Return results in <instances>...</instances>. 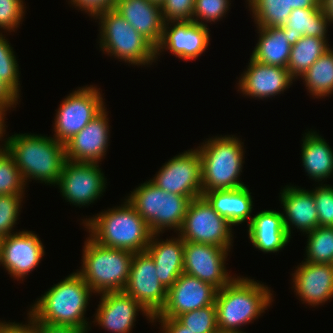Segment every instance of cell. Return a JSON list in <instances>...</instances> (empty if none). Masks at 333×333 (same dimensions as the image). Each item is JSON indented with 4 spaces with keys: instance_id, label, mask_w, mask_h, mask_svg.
Instances as JSON below:
<instances>
[{
    "instance_id": "21",
    "label": "cell",
    "mask_w": 333,
    "mask_h": 333,
    "mask_svg": "<svg viewBox=\"0 0 333 333\" xmlns=\"http://www.w3.org/2000/svg\"><path fill=\"white\" fill-rule=\"evenodd\" d=\"M114 9L154 47L159 44L165 24L160 4L149 0H116Z\"/></svg>"
},
{
    "instance_id": "45",
    "label": "cell",
    "mask_w": 333,
    "mask_h": 333,
    "mask_svg": "<svg viewBox=\"0 0 333 333\" xmlns=\"http://www.w3.org/2000/svg\"><path fill=\"white\" fill-rule=\"evenodd\" d=\"M20 97L0 79V106L5 110H10L18 104ZM15 105V106H14Z\"/></svg>"
},
{
    "instance_id": "49",
    "label": "cell",
    "mask_w": 333,
    "mask_h": 333,
    "mask_svg": "<svg viewBox=\"0 0 333 333\" xmlns=\"http://www.w3.org/2000/svg\"><path fill=\"white\" fill-rule=\"evenodd\" d=\"M319 8L325 17L333 23V0H319Z\"/></svg>"
},
{
    "instance_id": "41",
    "label": "cell",
    "mask_w": 333,
    "mask_h": 333,
    "mask_svg": "<svg viewBox=\"0 0 333 333\" xmlns=\"http://www.w3.org/2000/svg\"><path fill=\"white\" fill-rule=\"evenodd\" d=\"M23 0H0V28L15 31L23 20L26 4ZM24 4V5H23Z\"/></svg>"
},
{
    "instance_id": "43",
    "label": "cell",
    "mask_w": 333,
    "mask_h": 333,
    "mask_svg": "<svg viewBox=\"0 0 333 333\" xmlns=\"http://www.w3.org/2000/svg\"><path fill=\"white\" fill-rule=\"evenodd\" d=\"M69 2L95 19L103 12L113 9L116 0H70Z\"/></svg>"
},
{
    "instance_id": "1",
    "label": "cell",
    "mask_w": 333,
    "mask_h": 333,
    "mask_svg": "<svg viewBox=\"0 0 333 333\" xmlns=\"http://www.w3.org/2000/svg\"><path fill=\"white\" fill-rule=\"evenodd\" d=\"M4 141L5 149L13 157L25 185L29 179L54 186L59 182L67 160L65 144L50 136L29 133L14 134Z\"/></svg>"
},
{
    "instance_id": "20",
    "label": "cell",
    "mask_w": 333,
    "mask_h": 333,
    "mask_svg": "<svg viewBox=\"0 0 333 333\" xmlns=\"http://www.w3.org/2000/svg\"><path fill=\"white\" fill-rule=\"evenodd\" d=\"M302 263V264H301ZM292 274L293 288L303 303L313 307L333 298V265L301 262Z\"/></svg>"
},
{
    "instance_id": "10",
    "label": "cell",
    "mask_w": 333,
    "mask_h": 333,
    "mask_svg": "<svg viewBox=\"0 0 333 333\" xmlns=\"http://www.w3.org/2000/svg\"><path fill=\"white\" fill-rule=\"evenodd\" d=\"M157 187L192 199L202 196L201 159L197 149L174 156L150 179Z\"/></svg>"
},
{
    "instance_id": "11",
    "label": "cell",
    "mask_w": 333,
    "mask_h": 333,
    "mask_svg": "<svg viewBox=\"0 0 333 333\" xmlns=\"http://www.w3.org/2000/svg\"><path fill=\"white\" fill-rule=\"evenodd\" d=\"M100 169L98 163L66 160L56 185L70 204L76 207L89 205L106 189V178Z\"/></svg>"
},
{
    "instance_id": "3",
    "label": "cell",
    "mask_w": 333,
    "mask_h": 333,
    "mask_svg": "<svg viewBox=\"0 0 333 333\" xmlns=\"http://www.w3.org/2000/svg\"><path fill=\"white\" fill-rule=\"evenodd\" d=\"M269 287L248 279L233 278L219 289L215 298L217 326L220 332L245 333L239 328L260 317L273 301ZM241 326V327H240Z\"/></svg>"
},
{
    "instance_id": "16",
    "label": "cell",
    "mask_w": 333,
    "mask_h": 333,
    "mask_svg": "<svg viewBox=\"0 0 333 333\" xmlns=\"http://www.w3.org/2000/svg\"><path fill=\"white\" fill-rule=\"evenodd\" d=\"M1 264L8 274L21 279L33 271L45 255L40 238L31 231L12 232L1 240Z\"/></svg>"
},
{
    "instance_id": "7",
    "label": "cell",
    "mask_w": 333,
    "mask_h": 333,
    "mask_svg": "<svg viewBox=\"0 0 333 333\" xmlns=\"http://www.w3.org/2000/svg\"><path fill=\"white\" fill-rule=\"evenodd\" d=\"M99 47L103 53L133 65L155 63V47L114 8L100 14Z\"/></svg>"
},
{
    "instance_id": "18",
    "label": "cell",
    "mask_w": 333,
    "mask_h": 333,
    "mask_svg": "<svg viewBox=\"0 0 333 333\" xmlns=\"http://www.w3.org/2000/svg\"><path fill=\"white\" fill-rule=\"evenodd\" d=\"M95 314L99 326L112 333H130L136 321L138 311L143 312L149 322L153 317L125 291L102 293Z\"/></svg>"
},
{
    "instance_id": "29",
    "label": "cell",
    "mask_w": 333,
    "mask_h": 333,
    "mask_svg": "<svg viewBox=\"0 0 333 333\" xmlns=\"http://www.w3.org/2000/svg\"><path fill=\"white\" fill-rule=\"evenodd\" d=\"M162 194L163 190L149 180L134 189L127 198L153 234L161 233Z\"/></svg>"
},
{
    "instance_id": "23",
    "label": "cell",
    "mask_w": 333,
    "mask_h": 333,
    "mask_svg": "<svg viewBox=\"0 0 333 333\" xmlns=\"http://www.w3.org/2000/svg\"><path fill=\"white\" fill-rule=\"evenodd\" d=\"M160 234H153L146 252L155 262L157 277L167 290L184 272V240L178 238L158 240Z\"/></svg>"
},
{
    "instance_id": "38",
    "label": "cell",
    "mask_w": 333,
    "mask_h": 333,
    "mask_svg": "<svg viewBox=\"0 0 333 333\" xmlns=\"http://www.w3.org/2000/svg\"><path fill=\"white\" fill-rule=\"evenodd\" d=\"M229 1L231 0H195L192 21L201 25H207L204 22L215 23L226 15L231 4Z\"/></svg>"
},
{
    "instance_id": "4",
    "label": "cell",
    "mask_w": 333,
    "mask_h": 333,
    "mask_svg": "<svg viewBox=\"0 0 333 333\" xmlns=\"http://www.w3.org/2000/svg\"><path fill=\"white\" fill-rule=\"evenodd\" d=\"M124 200L121 206L102 211L82 223L89 236L102 246L132 253L144 252L153 233L135 208Z\"/></svg>"
},
{
    "instance_id": "37",
    "label": "cell",
    "mask_w": 333,
    "mask_h": 333,
    "mask_svg": "<svg viewBox=\"0 0 333 333\" xmlns=\"http://www.w3.org/2000/svg\"><path fill=\"white\" fill-rule=\"evenodd\" d=\"M19 65L13 47L0 33V79L4 81L18 96L20 95Z\"/></svg>"
},
{
    "instance_id": "32",
    "label": "cell",
    "mask_w": 333,
    "mask_h": 333,
    "mask_svg": "<svg viewBox=\"0 0 333 333\" xmlns=\"http://www.w3.org/2000/svg\"><path fill=\"white\" fill-rule=\"evenodd\" d=\"M256 27H282L291 14L288 0H248Z\"/></svg>"
},
{
    "instance_id": "31",
    "label": "cell",
    "mask_w": 333,
    "mask_h": 333,
    "mask_svg": "<svg viewBox=\"0 0 333 333\" xmlns=\"http://www.w3.org/2000/svg\"><path fill=\"white\" fill-rule=\"evenodd\" d=\"M301 78L314 99L333 94V50L321 55Z\"/></svg>"
},
{
    "instance_id": "47",
    "label": "cell",
    "mask_w": 333,
    "mask_h": 333,
    "mask_svg": "<svg viewBox=\"0 0 333 333\" xmlns=\"http://www.w3.org/2000/svg\"><path fill=\"white\" fill-rule=\"evenodd\" d=\"M37 333H84L81 329L73 326L51 325L36 321Z\"/></svg>"
},
{
    "instance_id": "28",
    "label": "cell",
    "mask_w": 333,
    "mask_h": 333,
    "mask_svg": "<svg viewBox=\"0 0 333 333\" xmlns=\"http://www.w3.org/2000/svg\"><path fill=\"white\" fill-rule=\"evenodd\" d=\"M331 24L320 8H297L291 11L282 26L290 45H295L302 36L320 37L327 40L328 25Z\"/></svg>"
},
{
    "instance_id": "2",
    "label": "cell",
    "mask_w": 333,
    "mask_h": 333,
    "mask_svg": "<svg viewBox=\"0 0 333 333\" xmlns=\"http://www.w3.org/2000/svg\"><path fill=\"white\" fill-rule=\"evenodd\" d=\"M92 293L83 278L73 272L48 289L28 312L37 322L73 326L88 333L91 328L84 315Z\"/></svg>"
},
{
    "instance_id": "26",
    "label": "cell",
    "mask_w": 333,
    "mask_h": 333,
    "mask_svg": "<svg viewBox=\"0 0 333 333\" xmlns=\"http://www.w3.org/2000/svg\"><path fill=\"white\" fill-rule=\"evenodd\" d=\"M301 160L305 172L316 182L333 175V151L329 144L317 132L308 131L303 135Z\"/></svg>"
},
{
    "instance_id": "13",
    "label": "cell",
    "mask_w": 333,
    "mask_h": 333,
    "mask_svg": "<svg viewBox=\"0 0 333 333\" xmlns=\"http://www.w3.org/2000/svg\"><path fill=\"white\" fill-rule=\"evenodd\" d=\"M228 252L219 246L184 241V273L222 289L235 277L225 268Z\"/></svg>"
},
{
    "instance_id": "34",
    "label": "cell",
    "mask_w": 333,
    "mask_h": 333,
    "mask_svg": "<svg viewBox=\"0 0 333 333\" xmlns=\"http://www.w3.org/2000/svg\"><path fill=\"white\" fill-rule=\"evenodd\" d=\"M191 199L163 190L161 205V232L173 229L179 231ZM168 228V229H166Z\"/></svg>"
},
{
    "instance_id": "51",
    "label": "cell",
    "mask_w": 333,
    "mask_h": 333,
    "mask_svg": "<svg viewBox=\"0 0 333 333\" xmlns=\"http://www.w3.org/2000/svg\"><path fill=\"white\" fill-rule=\"evenodd\" d=\"M149 1H152V2H155V3H158L161 5V3L164 1V0H149Z\"/></svg>"
},
{
    "instance_id": "40",
    "label": "cell",
    "mask_w": 333,
    "mask_h": 333,
    "mask_svg": "<svg viewBox=\"0 0 333 333\" xmlns=\"http://www.w3.org/2000/svg\"><path fill=\"white\" fill-rule=\"evenodd\" d=\"M313 198L318 212L319 226L333 227V186L319 184L313 190Z\"/></svg>"
},
{
    "instance_id": "14",
    "label": "cell",
    "mask_w": 333,
    "mask_h": 333,
    "mask_svg": "<svg viewBox=\"0 0 333 333\" xmlns=\"http://www.w3.org/2000/svg\"><path fill=\"white\" fill-rule=\"evenodd\" d=\"M217 291L212 284L183 272L167 290L165 305L153 318H177L183 313L215 305Z\"/></svg>"
},
{
    "instance_id": "25",
    "label": "cell",
    "mask_w": 333,
    "mask_h": 333,
    "mask_svg": "<svg viewBox=\"0 0 333 333\" xmlns=\"http://www.w3.org/2000/svg\"><path fill=\"white\" fill-rule=\"evenodd\" d=\"M202 196L209 202L212 208L232 225L242 224L252 220L253 200L248 187L230 190H211L203 192Z\"/></svg>"
},
{
    "instance_id": "42",
    "label": "cell",
    "mask_w": 333,
    "mask_h": 333,
    "mask_svg": "<svg viewBox=\"0 0 333 333\" xmlns=\"http://www.w3.org/2000/svg\"><path fill=\"white\" fill-rule=\"evenodd\" d=\"M195 0H164L160 7L165 22L191 21Z\"/></svg>"
},
{
    "instance_id": "44",
    "label": "cell",
    "mask_w": 333,
    "mask_h": 333,
    "mask_svg": "<svg viewBox=\"0 0 333 333\" xmlns=\"http://www.w3.org/2000/svg\"><path fill=\"white\" fill-rule=\"evenodd\" d=\"M28 324L0 322V333H37L36 320L28 313Z\"/></svg>"
},
{
    "instance_id": "22",
    "label": "cell",
    "mask_w": 333,
    "mask_h": 333,
    "mask_svg": "<svg viewBox=\"0 0 333 333\" xmlns=\"http://www.w3.org/2000/svg\"><path fill=\"white\" fill-rule=\"evenodd\" d=\"M283 208V221L288 235L291 227L307 233L319 226L318 212L313 198V190H305L296 186H285L280 192ZM285 214V215H284Z\"/></svg>"
},
{
    "instance_id": "8",
    "label": "cell",
    "mask_w": 333,
    "mask_h": 333,
    "mask_svg": "<svg viewBox=\"0 0 333 333\" xmlns=\"http://www.w3.org/2000/svg\"><path fill=\"white\" fill-rule=\"evenodd\" d=\"M232 226L201 196L190 201L178 235L184 241L210 244L231 250Z\"/></svg>"
},
{
    "instance_id": "12",
    "label": "cell",
    "mask_w": 333,
    "mask_h": 333,
    "mask_svg": "<svg viewBox=\"0 0 333 333\" xmlns=\"http://www.w3.org/2000/svg\"><path fill=\"white\" fill-rule=\"evenodd\" d=\"M155 262L146 252L133 253L129 280L124 291L152 317L164 307L167 289L157 277Z\"/></svg>"
},
{
    "instance_id": "33",
    "label": "cell",
    "mask_w": 333,
    "mask_h": 333,
    "mask_svg": "<svg viewBox=\"0 0 333 333\" xmlns=\"http://www.w3.org/2000/svg\"><path fill=\"white\" fill-rule=\"evenodd\" d=\"M308 237L305 262L332 264L333 263V227L318 226L305 233Z\"/></svg>"
},
{
    "instance_id": "9",
    "label": "cell",
    "mask_w": 333,
    "mask_h": 333,
    "mask_svg": "<svg viewBox=\"0 0 333 333\" xmlns=\"http://www.w3.org/2000/svg\"><path fill=\"white\" fill-rule=\"evenodd\" d=\"M98 89L93 85L79 87L62 101L54 119L56 141L65 144L105 108Z\"/></svg>"
},
{
    "instance_id": "53",
    "label": "cell",
    "mask_w": 333,
    "mask_h": 333,
    "mask_svg": "<svg viewBox=\"0 0 333 333\" xmlns=\"http://www.w3.org/2000/svg\"><path fill=\"white\" fill-rule=\"evenodd\" d=\"M216 333H234V332H220V331H218Z\"/></svg>"
},
{
    "instance_id": "19",
    "label": "cell",
    "mask_w": 333,
    "mask_h": 333,
    "mask_svg": "<svg viewBox=\"0 0 333 333\" xmlns=\"http://www.w3.org/2000/svg\"><path fill=\"white\" fill-rule=\"evenodd\" d=\"M246 69L237 83L238 91L259 100L281 94L295 80L287 68L262 64L251 57Z\"/></svg>"
},
{
    "instance_id": "36",
    "label": "cell",
    "mask_w": 333,
    "mask_h": 333,
    "mask_svg": "<svg viewBox=\"0 0 333 333\" xmlns=\"http://www.w3.org/2000/svg\"><path fill=\"white\" fill-rule=\"evenodd\" d=\"M177 319L194 333H216L219 331L215 305L183 313Z\"/></svg>"
},
{
    "instance_id": "5",
    "label": "cell",
    "mask_w": 333,
    "mask_h": 333,
    "mask_svg": "<svg viewBox=\"0 0 333 333\" xmlns=\"http://www.w3.org/2000/svg\"><path fill=\"white\" fill-rule=\"evenodd\" d=\"M202 144L196 148L201 159L202 192L245 186L239 180L245 152L240 138L221 135L209 138Z\"/></svg>"
},
{
    "instance_id": "6",
    "label": "cell",
    "mask_w": 333,
    "mask_h": 333,
    "mask_svg": "<svg viewBox=\"0 0 333 333\" xmlns=\"http://www.w3.org/2000/svg\"><path fill=\"white\" fill-rule=\"evenodd\" d=\"M82 268L77 273L92 292L124 291L129 280L133 253L102 246L90 236L84 243Z\"/></svg>"
},
{
    "instance_id": "30",
    "label": "cell",
    "mask_w": 333,
    "mask_h": 333,
    "mask_svg": "<svg viewBox=\"0 0 333 333\" xmlns=\"http://www.w3.org/2000/svg\"><path fill=\"white\" fill-rule=\"evenodd\" d=\"M328 40L320 37L302 36L292 45L287 69L294 79L300 78L308 68L330 49Z\"/></svg>"
},
{
    "instance_id": "35",
    "label": "cell",
    "mask_w": 333,
    "mask_h": 333,
    "mask_svg": "<svg viewBox=\"0 0 333 333\" xmlns=\"http://www.w3.org/2000/svg\"><path fill=\"white\" fill-rule=\"evenodd\" d=\"M25 183L13 157L0 151V195H24Z\"/></svg>"
},
{
    "instance_id": "15",
    "label": "cell",
    "mask_w": 333,
    "mask_h": 333,
    "mask_svg": "<svg viewBox=\"0 0 333 333\" xmlns=\"http://www.w3.org/2000/svg\"><path fill=\"white\" fill-rule=\"evenodd\" d=\"M208 30L207 25L192 20L165 22L161 40L155 47L156 59L164 49L185 61L197 59L209 45Z\"/></svg>"
},
{
    "instance_id": "46",
    "label": "cell",
    "mask_w": 333,
    "mask_h": 333,
    "mask_svg": "<svg viewBox=\"0 0 333 333\" xmlns=\"http://www.w3.org/2000/svg\"><path fill=\"white\" fill-rule=\"evenodd\" d=\"M156 320L161 323V329H163L161 333H194L187 329L177 318H153V323Z\"/></svg>"
},
{
    "instance_id": "17",
    "label": "cell",
    "mask_w": 333,
    "mask_h": 333,
    "mask_svg": "<svg viewBox=\"0 0 333 333\" xmlns=\"http://www.w3.org/2000/svg\"><path fill=\"white\" fill-rule=\"evenodd\" d=\"M104 108L79 133L65 143L69 161L98 163L105 156L109 144V120Z\"/></svg>"
},
{
    "instance_id": "52",
    "label": "cell",
    "mask_w": 333,
    "mask_h": 333,
    "mask_svg": "<svg viewBox=\"0 0 333 333\" xmlns=\"http://www.w3.org/2000/svg\"><path fill=\"white\" fill-rule=\"evenodd\" d=\"M1 240L2 238L0 237V251H1ZM0 265H1V255H0Z\"/></svg>"
},
{
    "instance_id": "39",
    "label": "cell",
    "mask_w": 333,
    "mask_h": 333,
    "mask_svg": "<svg viewBox=\"0 0 333 333\" xmlns=\"http://www.w3.org/2000/svg\"><path fill=\"white\" fill-rule=\"evenodd\" d=\"M24 195H0V237L12 234ZM22 199V200H21Z\"/></svg>"
},
{
    "instance_id": "27",
    "label": "cell",
    "mask_w": 333,
    "mask_h": 333,
    "mask_svg": "<svg viewBox=\"0 0 333 333\" xmlns=\"http://www.w3.org/2000/svg\"><path fill=\"white\" fill-rule=\"evenodd\" d=\"M259 39L254 47L253 60L272 66L287 68L291 45L282 27H257Z\"/></svg>"
},
{
    "instance_id": "50",
    "label": "cell",
    "mask_w": 333,
    "mask_h": 333,
    "mask_svg": "<svg viewBox=\"0 0 333 333\" xmlns=\"http://www.w3.org/2000/svg\"><path fill=\"white\" fill-rule=\"evenodd\" d=\"M6 111L7 110H5L4 108H2L0 106V141H3L2 139L4 138L5 131H6L5 130L6 124H5V118H4V116H6ZM5 147H6V144L3 143V146H0V151L5 150Z\"/></svg>"
},
{
    "instance_id": "24",
    "label": "cell",
    "mask_w": 333,
    "mask_h": 333,
    "mask_svg": "<svg viewBox=\"0 0 333 333\" xmlns=\"http://www.w3.org/2000/svg\"><path fill=\"white\" fill-rule=\"evenodd\" d=\"M247 231L252 245L264 253H277L291 239L285 229L283 214L274 210H264L254 215Z\"/></svg>"
},
{
    "instance_id": "48",
    "label": "cell",
    "mask_w": 333,
    "mask_h": 333,
    "mask_svg": "<svg viewBox=\"0 0 333 333\" xmlns=\"http://www.w3.org/2000/svg\"><path fill=\"white\" fill-rule=\"evenodd\" d=\"M289 8H318L319 0H288Z\"/></svg>"
}]
</instances>
